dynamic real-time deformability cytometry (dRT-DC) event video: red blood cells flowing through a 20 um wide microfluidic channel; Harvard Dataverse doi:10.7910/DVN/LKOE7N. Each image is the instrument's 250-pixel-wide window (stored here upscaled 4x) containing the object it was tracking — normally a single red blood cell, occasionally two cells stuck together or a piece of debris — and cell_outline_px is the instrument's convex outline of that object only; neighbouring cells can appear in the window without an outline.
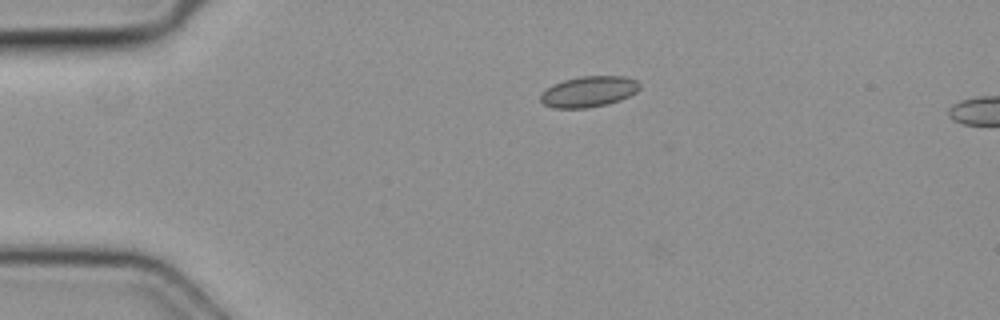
{"species": "common noctule bat (a hibernating species)", "species_latin": "Nyctalus noctula", "temperature_condition": "cold", "stored_images_in_passage": 2, "camera_frame_rate_fps": 3000, "um_per_image_px": 0.085, "animal": {"sex": "female", "body_mass_g": 19.3, "forearm_length_mm": 54.1}, "frame": {"image": 1, "passage_image": 1, "time_ms": 0.0, "image_size_px": [1000, 320], "cell_outline_px": [[640, 88], [636, 92], [620, 100], [608, 104], [584, 108], [556, 108], [544, 104], [540, 100], [540, 96], [552, 84], [564, 80], [580, 76], [624, 76], [636, 80], [640, 84]], "centroid_in_image_um": [50.06, 7.78], "position_along_channel_um": 34.9, "area_um2": 17.69}}